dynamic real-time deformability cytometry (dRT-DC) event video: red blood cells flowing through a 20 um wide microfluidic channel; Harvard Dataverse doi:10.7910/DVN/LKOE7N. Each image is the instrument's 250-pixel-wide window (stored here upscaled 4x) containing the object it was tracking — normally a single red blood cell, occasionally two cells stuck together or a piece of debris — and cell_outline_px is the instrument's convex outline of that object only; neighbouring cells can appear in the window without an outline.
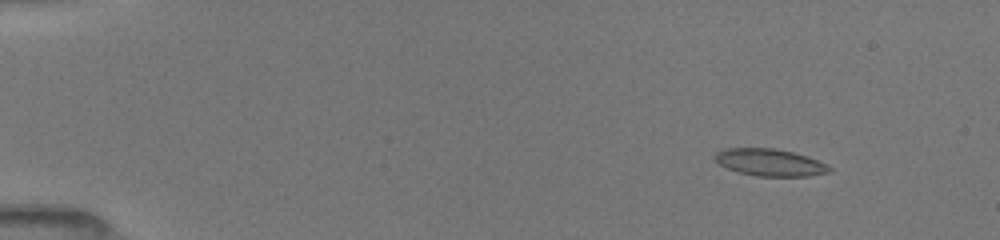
{"species": "common noctule bat (a hibernating species)", "species_latin": "Nyctalus noctula", "temperature_condition": "room temperature", "stored_images_in_passage": 67, "camera_frame_rate_fps": 3000, "um_per_image_px": 0.085, "animal": {"sex": "female", "body_mass_g": 19.5, "forearm_length_mm": 54.1}, "frame": {"image": 1, "passage_image": 5, "time_ms": 1.667, "image_size_px": [1000, 240], "cell_outline_px": [[832, 172], [808, 176], [756, 176], [740, 172], [728, 168], [720, 164], [712, 156], [716, 152], [728, 148], [772, 148], [792, 152], [828, 164], [832, 168]], "centroid_in_image_um": [65.45, 13.81], "position_along_channel_um": 19.5, "area_um2": 17.92}}
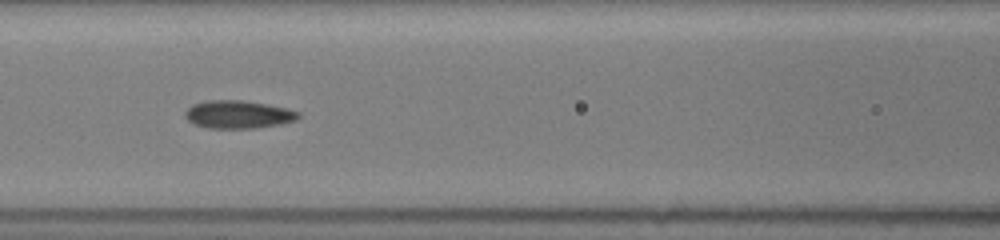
{"frame": {"image": 2, "passage_image": 32, "time_ms": 7.667, "image_size_px": [1000, 240], "cell_outline_px": [[300, 116], [296, 120], [280, 124], [256, 128], [208, 128], [196, 124], [188, 120], [184, 116], [184, 112], [192, 104], [204, 100], [244, 100], [268, 104], [288, 108], [300, 112]], "centroid_in_image_um": [20.26, 9.71], "position_along_channel_um": 146.3, "area_um2": 18.61}}
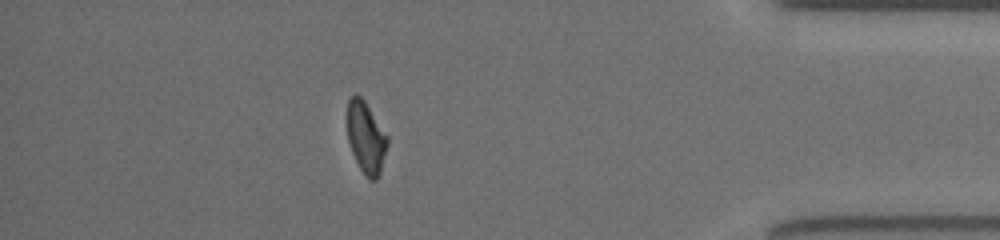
{"frame": {"image": 3, "passage_image": 58, "time_ms": 15.0, "image_size_px": [1000, 240], "cell_outline_px": [[388, 144], [380, 172], [376, 180], [368, 180], [360, 168], [352, 152], [348, 140], [348, 100], [352, 96], [360, 96], [364, 100], [388, 136]], "centroid_in_image_um": [31.12, 11.72], "position_along_channel_um": 404.1, "area_um2": 16.47}, "authors_computed_cell_mechanics": {"area_um2": 17.8024, "velocity_mm_per_s": 4.006, "shape_relaxation_time_tau1_ms": 3.5641, "shape_relaxation_time_tau2_ms": 2.083, "deformation_change_tau1": 0.1179, "deformation_change_tau2": 0.0685}}